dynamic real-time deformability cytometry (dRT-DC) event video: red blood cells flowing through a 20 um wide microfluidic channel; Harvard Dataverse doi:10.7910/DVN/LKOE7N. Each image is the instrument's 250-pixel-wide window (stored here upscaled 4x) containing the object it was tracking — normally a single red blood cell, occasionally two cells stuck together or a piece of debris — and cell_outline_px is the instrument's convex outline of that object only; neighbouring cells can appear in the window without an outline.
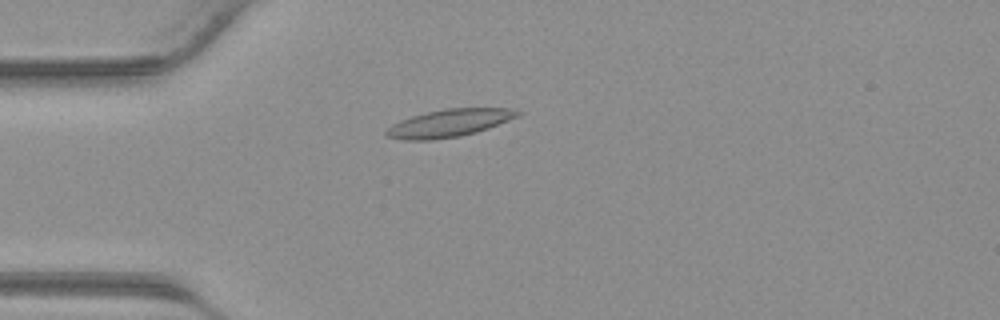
{"species": "common noctule bat (a hibernating species)", "species_latin": "Nyctalus noctula", "temperature_condition": "warm", "stored_images_in_passage": 31, "camera_frame_rate_fps": 3000, "um_per_image_px": 0.085, "animal": {"sex": "male", "body_mass_g": 23.1, "forearm_length_mm": 52.7}, "frame": {"image": 1, "passage_image": 1, "time_ms": 0.0, "image_size_px": [1000, 320], "cell_outline_px": [[524, 112], [520, 116], [488, 128], [476, 132], [460, 136], [432, 140], [404, 140], [384, 136], [384, 132], [392, 124], [400, 120], [412, 116], [444, 108], [512, 108]], "centroid_in_image_um": [38.2, 10.46], "position_along_channel_um": 46.8, "area_um2": 21.27}}
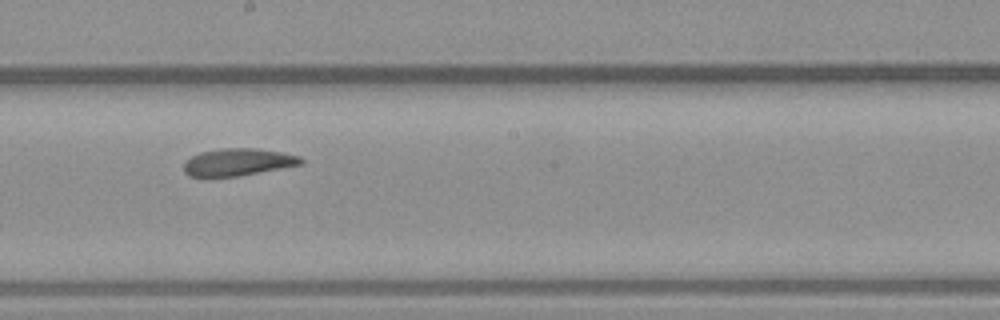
{"frame": {"image": 2, "passage_image": 13, "time_ms": 4.0, "image_size_px": [1000, 320], "cell_outline_px": [[304, 160], [300, 164], [280, 168], [236, 176], [212, 180], [208, 180], [188, 176], [184, 172], [184, 164], [192, 156], [200, 152], [224, 148], [256, 148], [280, 152], [300, 156]], "centroid_in_image_um": [20.12, 13.82], "position_along_channel_um": 228.1, "area_um2": 18.96}}
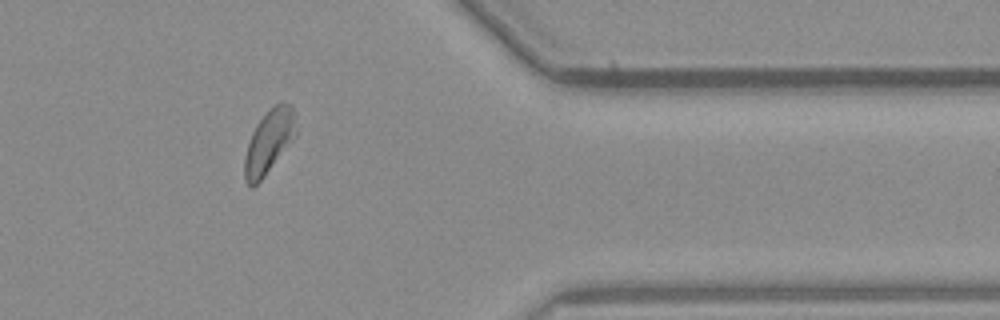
{"frame": {"image": 3, "passage_image": 24, "time_ms": 7.667, "image_size_px": [1000, 320], "cell_outline_px": [[296, 136], [264, 176], [252, 188], [244, 180], [244, 156], [252, 132], [256, 124], [276, 104], [292, 104], [296, 128]], "centroid_in_image_um": [22.84, 12.08], "position_along_channel_um": 388.6, "area_um2": 18.61}}